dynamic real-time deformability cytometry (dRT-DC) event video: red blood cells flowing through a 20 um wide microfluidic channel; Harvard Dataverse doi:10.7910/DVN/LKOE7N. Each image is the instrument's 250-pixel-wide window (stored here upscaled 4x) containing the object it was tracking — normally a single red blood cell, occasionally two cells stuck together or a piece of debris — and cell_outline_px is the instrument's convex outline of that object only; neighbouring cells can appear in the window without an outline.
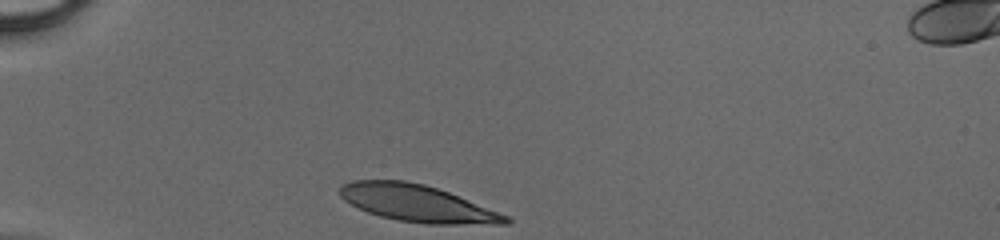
{"species": "human", "species_latin": "Homo sapiens", "temperature_condition": "cold", "stored_images_in_passage": 28, "camera_frame_rate_fps": 3000, "um_per_image_px": 0.085, "donor": {"sex": "male"}, "frame": {"image": 1, "passage_image": 1, "time_ms": 0.0, "image_size_px": [1000, 240], "cell_outline_px": [[512, 220], [508, 224], [424, 224], [396, 220], [380, 216], [368, 212], [344, 200], [340, 196], [340, 188], [344, 184], [352, 180], [404, 180], [424, 184], [448, 192], [508, 216]], "centroid_in_image_um": [35.45, 17.29], "position_along_channel_um": 49.5, "area_um2": 35.32}}
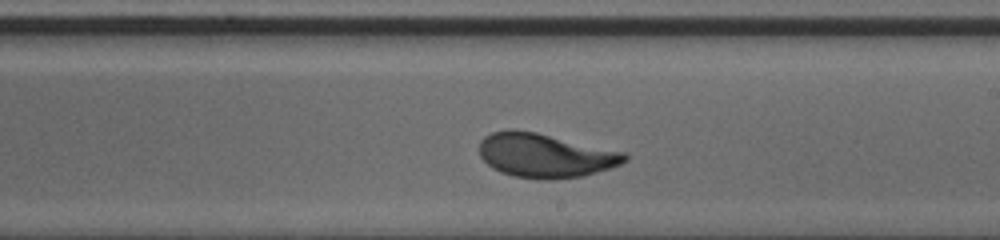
{"frame": {"image": 2, "passage_image": 17, "time_ms": 5.333, "image_size_px": [1000, 240], "cell_outline_px": [[628, 160], [620, 164], [584, 176], [552, 180], [536, 180], [516, 176], [500, 172], [492, 168], [480, 156], [480, 140], [484, 136], [492, 132], [508, 128], [512, 128], [536, 132], [624, 152], [628, 156]], "centroid_in_image_um": [46.3, 13.21], "position_along_channel_um": 242.7, "area_um2": 37.51}}
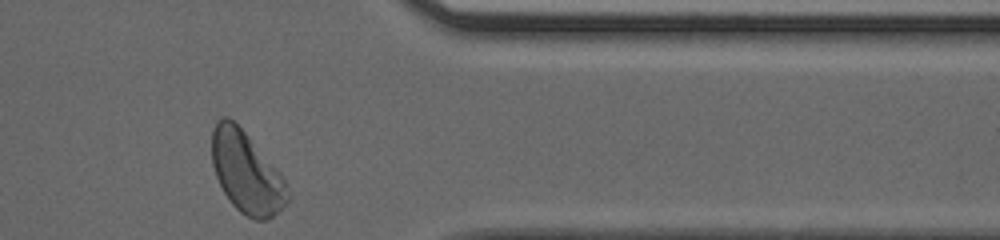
{"frame": {"image": 3, "passage_image": 28, "time_ms": 9.0, "image_size_px": [1000, 240], "cell_outline_px": [[288, 200], [268, 220], [256, 220], [240, 212], [232, 204], [224, 192], [216, 176], [212, 164], [212, 132], [216, 120], [224, 116], [228, 116], [244, 132], [280, 172], [284, 180], [288, 192]], "centroid_in_image_um": [20.92, 14.65], "position_along_channel_um": 390.5, "area_um2": 35.26}}